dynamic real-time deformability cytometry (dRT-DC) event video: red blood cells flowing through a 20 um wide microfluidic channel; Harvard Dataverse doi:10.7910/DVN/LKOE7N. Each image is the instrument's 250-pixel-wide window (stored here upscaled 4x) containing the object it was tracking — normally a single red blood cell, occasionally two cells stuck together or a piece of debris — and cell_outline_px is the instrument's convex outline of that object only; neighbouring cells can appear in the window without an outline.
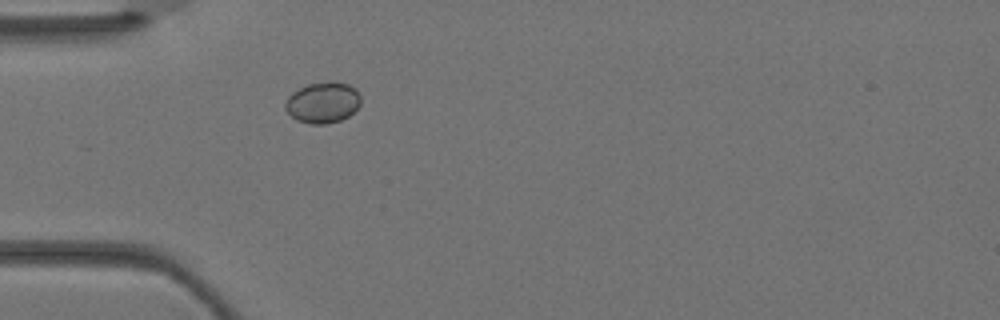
{"species": "Egyptian fruit bat (a non-hibernating species)", "species_latin": "Rousettus aegyptiacus", "temperature_condition": "warm", "stored_images_in_passage": 1, "camera_frame_rate_fps": 3000, "um_per_image_px": 0.085, "animal": {"sex": "female"}, "frame": {"image": 1, "passage_image": 1, "time_ms": 0.0, "image_size_px": [1000, 320], "cell_outline_px": [[360, 104], [348, 116], [340, 120], [324, 124], [312, 124], [296, 120], [284, 108], [284, 104], [288, 96], [292, 92], [308, 84], [328, 80], [336, 80], [348, 84], [356, 88], [360, 96]], "centroid_in_image_um": [27.43, 8.68], "position_along_channel_um": 57.6, "area_um2": 18.21}}